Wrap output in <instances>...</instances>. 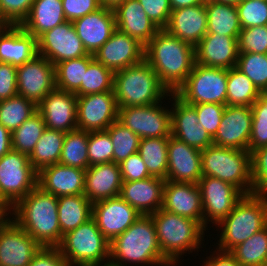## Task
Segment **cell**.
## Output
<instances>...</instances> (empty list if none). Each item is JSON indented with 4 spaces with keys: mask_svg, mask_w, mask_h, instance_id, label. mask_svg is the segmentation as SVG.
I'll use <instances>...</instances> for the list:
<instances>
[{
    "mask_svg": "<svg viewBox=\"0 0 267 266\" xmlns=\"http://www.w3.org/2000/svg\"><path fill=\"white\" fill-rule=\"evenodd\" d=\"M197 185L201 193L205 228L209 221L218 225L244 196L237 187L210 176H202Z\"/></svg>",
    "mask_w": 267,
    "mask_h": 266,
    "instance_id": "12",
    "label": "cell"
},
{
    "mask_svg": "<svg viewBox=\"0 0 267 266\" xmlns=\"http://www.w3.org/2000/svg\"><path fill=\"white\" fill-rule=\"evenodd\" d=\"M37 52V39L20 25H10L0 34V62L20 66L32 60Z\"/></svg>",
    "mask_w": 267,
    "mask_h": 266,
    "instance_id": "31",
    "label": "cell"
},
{
    "mask_svg": "<svg viewBox=\"0 0 267 266\" xmlns=\"http://www.w3.org/2000/svg\"><path fill=\"white\" fill-rule=\"evenodd\" d=\"M45 128L43 117L36 111L11 133L12 149L29 156Z\"/></svg>",
    "mask_w": 267,
    "mask_h": 266,
    "instance_id": "42",
    "label": "cell"
},
{
    "mask_svg": "<svg viewBox=\"0 0 267 266\" xmlns=\"http://www.w3.org/2000/svg\"><path fill=\"white\" fill-rule=\"evenodd\" d=\"M236 67L260 92H267V54L239 53Z\"/></svg>",
    "mask_w": 267,
    "mask_h": 266,
    "instance_id": "45",
    "label": "cell"
},
{
    "mask_svg": "<svg viewBox=\"0 0 267 266\" xmlns=\"http://www.w3.org/2000/svg\"><path fill=\"white\" fill-rule=\"evenodd\" d=\"M165 179L151 176L137 181L122 182L120 197L140 215H151L162 208Z\"/></svg>",
    "mask_w": 267,
    "mask_h": 266,
    "instance_id": "27",
    "label": "cell"
},
{
    "mask_svg": "<svg viewBox=\"0 0 267 266\" xmlns=\"http://www.w3.org/2000/svg\"><path fill=\"white\" fill-rule=\"evenodd\" d=\"M65 18L73 22L102 7L100 0H62Z\"/></svg>",
    "mask_w": 267,
    "mask_h": 266,
    "instance_id": "55",
    "label": "cell"
},
{
    "mask_svg": "<svg viewBox=\"0 0 267 266\" xmlns=\"http://www.w3.org/2000/svg\"><path fill=\"white\" fill-rule=\"evenodd\" d=\"M196 108L198 124H201L213 138L220 126L226 105L216 103H203L193 105Z\"/></svg>",
    "mask_w": 267,
    "mask_h": 266,
    "instance_id": "51",
    "label": "cell"
},
{
    "mask_svg": "<svg viewBox=\"0 0 267 266\" xmlns=\"http://www.w3.org/2000/svg\"><path fill=\"white\" fill-rule=\"evenodd\" d=\"M118 120L114 92L77 96V129L87 132L103 131Z\"/></svg>",
    "mask_w": 267,
    "mask_h": 266,
    "instance_id": "14",
    "label": "cell"
},
{
    "mask_svg": "<svg viewBox=\"0 0 267 266\" xmlns=\"http://www.w3.org/2000/svg\"><path fill=\"white\" fill-rule=\"evenodd\" d=\"M56 88L55 65L47 58L36 55L17 66V94L36 105Z\"/></svg>",
    "mask_w": 267,
    "mask_h": 266,
    "instance_id": "15",
    "label": "cell"
},
{
    "mask_svg": "<svg viewBox=\"0 0 267 266\" xmlns=\"http://www.w3.org/2000/svg\"><path fill=\"white\" fill-rule=\"evenodd\" d=\"M244 0H217L218 3L223 4H230V5H237L238 3L242 2Z\"/></svg>",
    "mask_w": 267,
    "mask_h": 266,
    "instance_id": "64",
    "label": "cell"
},
{
    "mask_svg": "<svg viewBox=\"0 0 267 266\" xmlns=\"http://www.w3.org/2000/svg\"><path fill=\"white\" fill-rule=\"evenodd\" d=\"M228 70L194 64L176 95L190 105L216 103L227 105Z\"/></svg>",
    "mask_w": 267,
    "mask_h": 266,
    "instance_id": "9",
    "label": "cell"
},
{
    "mask_svg": "<svg viewBox=\"0 0 267 266\" xmlns=\"http://www.w3.org/2000/svg\"><path fill=\"white\" fill-rule=\"evenodd\" d=\"M37 111V105L21 95L0 101V124L11 133Z\"/></svg>",
    "mask_w": 267,
    "mask_h": 266,
    "instance_id": "41",
    "label": "cell"
},
{
    "mask_svg": "<svg viewBox=\"0 0 267 266\" xmlns=\"http://www.w3.org/2000/svg\"><path fill=\"white\" fill-rule=\"evenodd\" d=\"M88 137L89 132L84 130L76 129L67 132L59 163L86 170L89 167Z\"/></svg>",
    "mask_w": 267,
    "mask_h": 266,
    "instance_id": "39",
    "label": "cell"
},
{
    "mask_svg": "<svg viewBox=\"0 0 267 266\" xmlns=\"http://www.w3.org/2000/svg\"><path fill=\"white\" fill-rule=\"evenodd\" d=\"M113 143L106 130L89 132V166L113 162Z\"/></svg>",
    "mask_w": 267,
    "mask_h": 266,
    "instance_id": "47",
    "label": "cell"
},
{
    "mask_svg": "<svg viewBox=\"0 0 267 266\" xmlns=\"http://www.w3.org/2000/svg\"><path fill=\"white\" fill-rule=\"evenodd\" d=\"M37 52L54 65L88 55L71 21L41 34L37 38Z\"/></svg>",
    "mask_w": 267,
    "mask_h": 266,
    "instance_id": "13",
    "label": "cell"
},
{
    "mask_svg": "<svg viewBox=\"0 0 267 266\" xmlns=\"http://www.w3.org/2000/svg\"><path fill=\"white\" fill-rule=\"evenodd\" d=\"M86 170L60 163L38 172L37 186L56 197L84 194Z\"/></svg>",
    "mask_w": 267,
    "mask_h": 266,
    "instance_id": "26",
    "label": "cell"
},
{
    "mask_svg": "<svg viewBox=\"0 0 267 266\" xmlns=\"http://www.w3.org/2000/svg\"><path fill=\"white\" fill-rule=\"evenodd\" d=\"M35 0H0V15L10 25H21Z\"/></svg>",
    "mask_w": 267,
    "mask_h": 266,
    "instance_id": "52",
    "label": "cell"
},
{
    "mask_svg": "<svg viewBox=\"0 0 267 266\" xmlns=\"http://www.w3.org/2000/svg\"><path fill=\"white\" fill-rule=\"evenodd\" d=\"M144 12L160 29L167 26L172 12L169 0H139Z\"/></svg>",
    "mask_w": 267,
    "mask_h": 266,
    "instance_id": "53",
    "label": "cell"
},
{
    "mask_svg": "<svg viewBox=\"0 0 267 266\" xmlns=\"http://www.w3.org/2000/svg\"><path fill=\"white\" fill-rule=\"evenodd\" d=\"M65 134L61 131L45 128L29 155L30 163L37 172L44 167L59 163Z\"/></svg>",
    "mask_w": 267,
    "mask_h": 266,
    "instance_id": "35",
    "label": "cell"
},
{
    "mask_svg": "<svg viewBox=\"0 0 267 266\" xmlns=\"http://www.w3.org/2000/svg\"><path fill=\"white\" fill-rule=\"evenodd\" d=\"M238 37L206 34L195 46V63L229 70L237 65Z\"/></svg>",
    "mask_w": 267,
    "mask_h": 266,
    "instance_id": "24",
    "label": "cell"
},
{
    "mask_svg": "<svg viewBox=\"0 0 267 266\" xmlns=\"http://www.w3.org/2000/svg\"><path fill=\"white\" fill-rule=\"evenodd\" d=\"M238 50L239 53L267 54V25L242 28Z\"/></svg>",
    "mask_w": 267,
    "mask_h": 266,
    "instance_id": "49",
    "label": "cell"
},
{
    "mask_svg": "<svg viewBox=\"0 0 267 266\" xmlns=\"http://www.w3.org/2000/svg\"><path fill=\"white\" fill-rule=\"evenodd\" d=\"M40 249L13 219L0 220V266H28Z\"/></svg>",
    "mask_w": 267,
    "mask_h": 266,
    "instance_id": "16",
    "label": "cell"
},
{
    "mask_svg": "<svg viewBox=\"0 0 267 266\" xmlns=\"http://www.w3.org/2000/svg\"><path fill=\"white\" fill-rule=\"evenodd\" d=\"M172 10L204 4L203 0H169Z\"/></svg>",
    "mask_w": 267,
    "mask_h": 266,
    "instance_id": "60",
    "label": "cell"
},
{
    "mask_svg": "<svg viewBox=\"0 0 267 266\" xmlns=\"http://www.w3.org/2000/svg\"><path fill=\"white\" fill-rule=\"evenodd\" d=\"M113 11L116 29L137 39L144 46L160 29L144 12L139 0H124Z\"/></svg>",
    "mask_w": 267,
    "mask_h": 266,
    "instance_id": "28",
    "label": "cell"
},
{
    "mask_svg": "<svg viewBox=\"0 0 267 266\" xmlns=\"http://www.w3.org/2000/svg\"><path fill=\"white\" fill-rule=\"evenodd\" d=\"M106 131L109 133L113 143V162L116 164H120L130 155L138 152L141 138L118 120L107 128Z\"/></svg>",
    "mask_w": 267,
    "mask_h": 266,
    "instance_id": "43",
    "label": "cell"
},
{
    "mask_svg": "<svg viewBox=\"0 0 267 266\" xmlns=\"http://www.w3.org/2000/svg\"><path fill=\"white\" fill-rule=\"evenodd\" d=\"M122 182L119 164L108 162L91 165L85 173L84 195L91 203L118 197Z\"/></svg>",
    "mask_w": 267,
    "mask_h": 266,
    "instance_id": "29",
    "label": "cell"
},
{
    "mask_svg": "<svg viewBox=\"0 0 267 266\" xmlns=\"http://www.w3.org/2000/svg\"><path fill=\"white\" fill-rule=\"evenodd\" d=\"M37 179L28 155L11 149L0 158V191L13 207L37 186Z\"/></svg>",
    "mask_w": 267,
    "mask_h": 266,
    "instance_id": "10",
    "label": "cell"
},
{
    "mask_svg": "<svg viewBox=\"0 0 267 266\" xmlns=\"http://www.w3.org/2000/svg\"><path fill=\"white\" fill-rule=\"evenodd\" d=\"M260 93L253 82L236 66L228 70L227 105L251 107Z\"/></svg>",
    "mask_w": 267,
    "mask_h": 266,
    "instance_id": "38",
    "label": "cell"
},
{
    "mask_svg": "<svg viewBox=\"0 0 267 266\" xmlns=\"http://www.w3.org/2000/svg\"><path fill=\"white\" fill-rule=\"evenodd\" d=\"M151 216L162 255L172 266L177 264L180 259L179 255L181 256L182 253L199 249L203 241L204 230L206 231L199 221L177 215L163 208Z\"/></svg>",
    "mask_w": 267,
    "mask_h": 266,
    "instance_id": "6",
    "label": "cell"
},
{
    "mask_svg": "<svg viewBox=\"0 0 267 266\" xmlns=\"http://www.w3.org/2000/svg\"><path fill=\"white\" fill-rule=\"evenodd\" d=\"M11 210L13 211V206L5 199L0 191V219H7L6 216L12 214L10 213Z\"/></svg>",
    "mask_w": 267,
    "mask_h": 266,
    "instance_id": "61",
    "label": "cell"
},
{
    "mask_svg": "<svg viewBox=\"0 0 267 266\" xmlns=\"http://www.w3.org/2000/svg\"><path fill=\"white\" fill-rule=\"evenodd\" d=\"M252 118L251 107L226 105L213 145L248 151Z\"/></svg>",
    "mask_w": 267,
    "mask_h": 266,
    "instance_id": "18",
    "label": "cell"
},
{
    "mask_svg": "<svg viewBox=\"0 0 267 266\" xmlns=\"http://www.w3.org/2000/svg\"><path fill=\"white\" fill-rule=\"evenodd\" d=\"M14 221L41 247H58L63 235L59 226L58 197L36 186L13 207Z\"/></svg>",
    "mask_w": 267,
    "mask_h": 266,
    "instance_id": "2",
    "label": "cell"
},
{
    "mask_svg": "<svg viewBox=\"0 0 267 266\" xmlns=\"http://www.w3.org/2000/svg\"><path fill=\"white\" fill-rule=\"evenodd\" d=\"M212 1H217V0H203L204 3L212 2Z\"/></svg>",
    "mask_w": 267,
    "mask_h": 266,
    "instance_id": "65",
    "label": "cell"
},
{
    "mask_svg": "<svg viewBox=\"0 0 267 266\" xmlns=\"http://www.w3.org/2000/svg\"><path fill=\"white\" fill-rule=\"evenodd\" d=\"M12 149V135L0 124V158Z\"/></svg>",
    "mask_w": 267,
    "mask_h": 266,
    "instance_id": "59",
    "label": "cell"
},
{
    "mask_svg": "<svg viewBox=\"0 0 267 266\" xmlns=\"http://www.w3.org/2000/svg\"><path fill=\"white\" fill-rule=\"evenodd\" d=\"M201 178V150L189 146L171 135L168 139L166 180L197 184Z\"/></svg>",
    "mask_w": 267,
    "mask_h": 266,
    "instance_id": "22",
    "label": "cell"
},
{
    "mask_svg": "<svg viewBox=\"0 0 267 266\" xmlns=\"http://www.w3.org/2000/svg\"><path fill=\"white\" fill-rule=\"evenodd\" d=\"M236 9L242 28L267 25V0H244Z\"/></svg>",
    "mask_w": 267,
    "mask_h": 266,
    "instance_id": "48",
    "label": "cell"
},
{
    "mask_svg": "<svg viewBox=\"0 0 267 266\" xmlns=\"http://www.w3.org/2000/svg\"><path fill=\"white\" fill-rule=\"evenodd\" d=\"M9 26L10 24L0 15V34Z\"/></svg>",
    "mask_w": 267,
    "mask_h": 266,
    "instance_id": "63",
    "label": "cell"
},
{
    "mask_svg": "<svg viewBox=\"0 0 267 266\" xmlns=\"http://www.w3.org/2000/svg\"><path fill=\"white\" fill-rule=\"evenodd\" d=\"M113 92L118 107L163 103L171 94L145 59L114 73Z\"/></svg>",
    "mask_w": 267,
    "mask_h": 266,
    "instance_id": "4",
    "label": "cell"
},
{
    "mask_svg": "<svg viewBox=\"0 0 267 266\" xmlns=\"http://www.w3.org/2000/svg\"><path fill=\"white\" fill-rule=\"evenodd\" d=\"M213 256H210L202 266H241L230 252L218 250L216 256Z\"/></svg>",
    "mask_w": 267,
    "mask_h": 266,
    "instance_id": "58",
    "label": "cell"
},
{
    "mask_svg": "<svg viewBox=\"0 0 267 266\" xmlns=\"http://www.w3.org/2000/svg\"><path fill=\"white\" fill-rule=\"evenodd\" d=\"M207 11V34H220L238 37L242 30L236 5L218 3L216 1L205 3Z\"/></svg>",
    "mask_w": 267,
    "mask_h": 266,
    "instance_id": "34",
    "label": "cell"
},
{
    "mask_svg": "<svg viewBox=\"0 0 267 266\" xmlns=\"http://www.w3.org/2000/svg\"><path fill=\"white\" fill-rule=\"evenodd\" d=\"M207 23L204 3L172 10L169 22L164 29L195 47L207 34Z\"/></svg>",
    "mask_w": 267,
    "mask_h": 266,
    "instance_id": "30",
    "label": "cell"
},
{
    "mask_svg": "<svg viewBox=\"0 0 267 266\" xmlns=\"http://www.w3.org/2000/svg\"><path fill=\"white\" fill-rule=\"evenodd\" d=\"M168 139L169 137L141 138L137 152L149 174L165 180L168 169Z\"/></svg>",
    "mask_w": 267,
    "mask_h": 266,
    "instance_id": "36",
    "label": "cell"
},
{
    "mask_svg": "<svg viewBox=\"0 0 267 266\" xmlns=\"http://www.w3.org/2000/svg\"><path fill=\"white\" fill-rule=\"evenodd\" d=\"M94 60L92 54L66 60L55 65L56 88L80 96V86L88 65Z\"/></svg>",
    "mask_w": 267,
    "mask_h": 266,
    "instance_id": "37",
    "label": "cell"
},
{
    "mask_svg": "<svg viewBox=\"0 0 267 266\" xmlns=\"http://www.w3.org/2000/svg\"><path fill=\"white\" fill-rule=\"evenodd\" d=\"M46 128L64 133L77 129V96L55 88L37 105Z\"/></svg>",
    "mask_w": 267,
    "mask_h": 266,
    "instance_id": "20",
    "label": "cell"
},
{
    "mask_svg": "<svg viewBox=\"0 0 267 266\" xmlns=\"http://www.w3.org/2000/svg\"><path fill=\"white\" fill-rule=\"evenodd\" d=\"M66 20L62 0H35L28 17L20 25L36 39Z\"/></svg>",
    "mask_w": 267,
    "mask_h": 266,
    "instance_id": "32",
    "label": "cell"
},
{
    "mask_svg": "<svg viewBox=\"0 0 267 266\" xmlns=\"http://www.w3.org/2000/svg\"><path fill=\"white\" fill-rule=\"evenodd\" d=\"M159 103L118 107V121L140 138L170 137L171 111Z\"/></svg>",
    "mask_w": 267,
    "mask_h": 266,
    "instance_id": "11",
    "label": "cell"
},
{
    "mask_svg": "<svg viewBox=\"0 0 267 266\" xmlns=\"http://www.w3.org/2000/svg\"><path fill=\"white\" fill-rule=\"evenodd\" d=\"M252 108V132L248 152L267 146V92H261Z\"/></svg>",
    "mask_w": 267,
    "mask_h": 266,
    "instance_id": "46",
    "label": "cell"
},
{
    "mask_svg": "<svg viewBox=\"0 0 267 266\" xmlns=\"http://www.w3.org/2000/svg\"><path fill=\"white\" fill-rule=\"evenodd\" d=\"M253 193L267 194V146L251 152Z\"/></svg>",
    "mask_w": 267,
    "mask_h": 266,
    "instance_id": "50",
    "label": "cell"
},
{
    "mask_svg": "<svg viewBox=\"0 0 267 266\" xmlns=\"http://www.w3.org/2000/svg\"><path fill=\"white\" fill-rule=\"evenodd\" d=\"M144 51L145 46L137 39L116 29L93 57L115 73L142 62Z\"/></svg>",
    "mask_w": 267,
    "mask_h": 266,
    "instance_id": "19",
    "label": "cell"
},
{
    "mask_svg": "<svg viewBox=\"0 0 267 266\" xmlns=\"http://www.w3.org/2000/svg\"><path fill=\"white\" fill-rule=\"evenodd\" d=\"M73 26L87 53L94 55L116 30L113 8L102 6L97 11L74 20Z\"/></svg>",
    "mask_w": 267,
    "mask_h": 266,
    "instance_id": "23",
    "label": "cell"
},
{
    "mask_svg": "<svg viewBox=\"0 0 267 266\" xmlns=\"http://www.w3.org/2000/svg\"><path fill=\"white\" fill-rule=\"evenodd\" d=\"M17 95V67L0 62V101Z\"/></svg>",
    "mask_w": 267,
    "mask_h": 266,
    "instance_id": "56",
    "label": "cell"
},
{
    "mask_svg": "<svg viewBox=\"0 0 267 266\" xmlns=\"http://www.w3.org/2000/svg\"><path fill=\"white\" fill-rule=\"evenodd\" d=\"M124 0H100L102 6L114 8L117 4L121 3Z\"/></svg>",
    "mask_w": 267,
    "mask_h": 266,
    "instance_id": "62",
    "label": "cell"
},
{
    "mask_svg": "<svg viewBox=\"0 0 267 266\" xmlns=\"http://www.w3.org/2000/svg\"><path fill=\"white\" fill-rule=\"evenodd\" d=\"M28 266H67L58 247H41Z\"/></svg>",
    "mask_w": 267,
    "mask_h": 266,
    "instance_id": "57",
    "label": "cell"
},
{
    "mask_svg": "<svg viewBox=\"0 0 267 266\" xmlns=\"http://www.w3.org/2000/svg\"><path fill=\"white\" fill-rule=\"evenodd\" d=\"M58 217L61 234L65 235L92 218V203L84 194L59 196Z\"/></svg>",
    "mask_w": 267,
    "mask_h": 266,
    "instance_id": "33",
    "label": "cell"
},
{
    "mask_svg": "<svg viewBox=\"0 0 267 266\" xmlns=\"http://www.w3.org/2000/svg\"><path fill=\"white\" fill-rule=\"evenodd\" d=\"M123 182L137 181L151 177L138 153L130 155L119 164Z\"/></svg>",
    "mask_w": 267,
    "mask_h": 266,
    "instance_id": "54",
    "label": "cell"
},
{
    "mask_svg": "<svg viewBox=\"0 0 267 266\" xmlns=\"http://www.w3.org/2000/svg\"><path fill=\"white\" fill-rule=\"evenodd\" d=\"M144 59L168 91L176 93L195 64V47L163 28L145 45Z\"/></svg>",
    "mask_w": 267,
    "mask_h": 266,
    "instance_id": "1",
    "label": "cell"
},
{
    "mask_svg": "<svg viewBox=\"0 0 267 266\" xmlns=\"http://www.w3.org/2000/svg\"><path fill=\"white\" fill-rule=\"evenodd\" d=\"M230 253L241 266L267 264V226L234 247Z\"/></svg>",
    "mask_w": 267,
    "mask_h": 266,
    "instance_id": "40",
    "label": "cell"
},
{
    "mask_svg": "<svg viewBox=\"0 0 267 266\" xmlns=\"http://www.w3.org/2000/svg\"><path fill=\"white\" fill-rule=\"evenodd\" d=\"M164 210L199 221L203 225V207L197 184L166 180L163 187Z\"/></svg>",
    "mask_w": 267,
    "mask_h": 266,
    "instance_id": "25",
    "label": "cell"
},
{
    "mask_svg": "<svg viewBox=\"0 0 267 266\" xmlns=\"http://www.w3.org/2000/svg\"><path fill=\"white\" fill-rule=\"evenodd\" d=\"M114 72L95 59L88 65L80 86V96L113 92Z\"/></svg>",
    "mask_w": 267,
    "mask_h": 266,
    "instance_id": "44",
    "label": "cell"
},
{
    "mask_svg": "<svg viewBox=\"0 0 267 266\" xmlns=\"http://www.w3.org/2000/svg\"><path fill=\"white\" fill-rule=\"evenodd\" d=\"M202 176L218 178L237 187L244 195L253 193L251 153L211 145L201 150Z\"/></svg>",
    "mask_w": 267,
    "mask_h": 266,
    "instance_id": "7",
    "label": "cell"
},
{
    "mask_svg": "<svg viewBox=\"0 0 267 266\" xmlns=\"http://www.w3.org/2000/svg\"><path fill=\"white\" fill-rule=\"evenodd\" d=\"M140 216L120 196L92 203V218L109 242L125 232Z\"/></svg>",
    "mask_w": 267,
    "mask_h": 266,
    "instance_id": "17",
    "label": "cell"
},
{
    "mask_svg": "<svg viewBox=\"0 0 267 266\" xmlns=\"http://www.w3.org/2000/svg\"><path fill=\"white\" fill-rule=\"evenodd\" d=\"M67 266H103L110 260V242L91 218L63 235L58 246ZM106 263H103V261ZM103 263V265H101Z\"/></svg>",
    "mask_w": 267,
    "mask_h": 266,
    "instance_id": "8",
    "label": "cell"
},
{
    "mask_svg": "<svg viewBox=\"0 0 267 266\" xmlns=\"http://www.w3.org/2000/svg\"><path fill=\"white\" fill-rule=\"evenodd\" d=\"M170 96L174 99V107L170 109L171 135L199 150L213 145V138L201 124H198L196 108L184 102L175 93H171Z\"/></svg>",
    "mask_w": 267,
    "mask_h": 266,
    "instance_id": "21",
    "label": "cell"
},
{
    "mask_svg": "<svg viewBox=\"0 0 267 266\" xmlns=\"http://www.w3.org/2000/svg\"><path fill=\"white\" fill-rule=\"evenodd\" d=\"M126 261L135 265H172L162 255L151 215H141L125 232L110 242L109 265L125 266V262L127 266Z\"/></svg>",
    "mask_w": 267,
    "mask_h": 266,
    "instance_id": "3",
    "label": "cell"
},
{
    "mask_svg": "<svg viewBox=\"0 0 267 266\" xmlns=\"http://www.w3.org/2000/svg\"><path fill=\"white\" fill-rule=\"evenodd\" d=\"M217 226L222 227L217 249L230 252L267 226V194H245Z\"/></svg>",
    "mask_w": 267,
    "mask_h": 266,
    "instance_id": "5",
    "label": "cell"
}]
</instances>
